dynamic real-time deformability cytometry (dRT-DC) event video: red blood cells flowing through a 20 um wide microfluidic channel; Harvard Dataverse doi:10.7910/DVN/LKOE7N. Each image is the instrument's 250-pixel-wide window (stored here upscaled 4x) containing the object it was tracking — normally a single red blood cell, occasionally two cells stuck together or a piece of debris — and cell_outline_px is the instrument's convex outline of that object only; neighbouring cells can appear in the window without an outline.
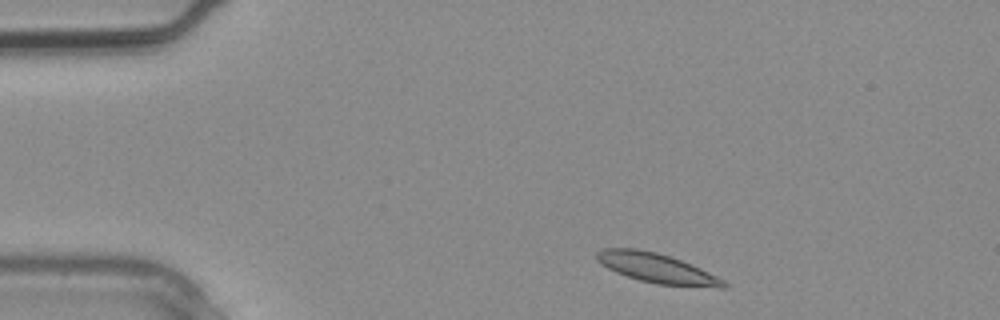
{"species": "common noctule bat (a hibernating species)", "species_latin": "Nyctalus noctula", "temperature_condition": "warm", "stored_images_in_passage": 2, "camera_frame_rate_fps": 3000, "um_per_image_px": 0.085, "animal": {"sex": "male", "body_mass_g": 20.4}, "frame": {"image": 1, "passage_image": 1, "time_ms": 0.0, "image_size_px": [1000, 320], "cell_outline_px": [[728, 288], [720, 288], [656, 284], [640, 280], [616, 272], [600, 264], [596, 260], [596, 252], [604, 248], [636, 248], [656, 252], [680, 260], [700, 268], [724, 280], [728, 284]], "centroid_in_image_um": [55.82, 22.8], "position_along_channel_um": 29.2, "area_um2": 21.79}}